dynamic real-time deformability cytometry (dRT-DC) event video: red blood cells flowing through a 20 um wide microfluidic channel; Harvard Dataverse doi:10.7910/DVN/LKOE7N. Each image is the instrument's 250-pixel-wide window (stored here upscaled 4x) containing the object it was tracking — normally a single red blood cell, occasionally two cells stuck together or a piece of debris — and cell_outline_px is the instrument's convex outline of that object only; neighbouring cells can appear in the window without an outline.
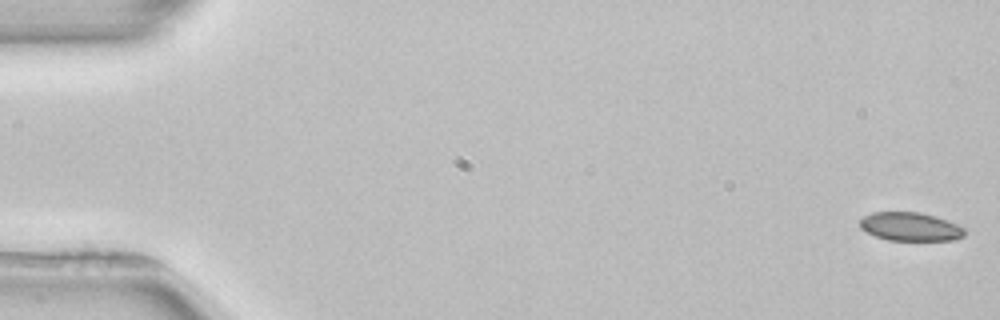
{"species": "common noctule bat (a hibernating species)", "species_latin": "Nyctalus noctula", "temperature_condition": "room temperature", "stored_images_in_passage": 53, "camera_frame_rate_fps": 3000, "um_per_image_px": 0.085, "animal": {"sex": "female", "body_mass_g": 22.7, "forearm_length_mm": 54.2}, "frame": {"image": 1, "passage_image": 1, "time_ms": 0.0, "image_size_px": [1000, 320], "cell_outline_px": [[964, 236], [952, 240], [888, 240], [876, 236], [860, 228], [860, 220], [864, 216], [872, 212], [920, 212], [936, 216], [956, 224], [964, 228]], "centroid_in_image_um": [77.37, 19.26], "position_along_channel_um": 7.6, "area_um2": 17.28}}
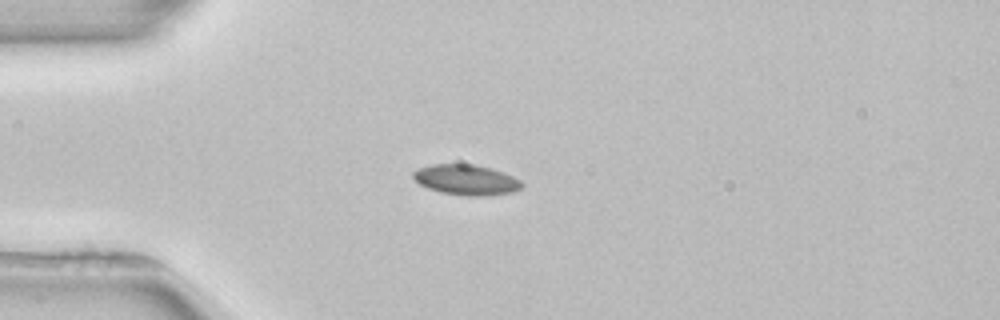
{"frame": {"image": 2, "passage_image": 14, "time_ms": 4.333, "image_size_px": [1000, 320], "cell_outline_px": [[524, 184], [520, 188], [512, 192], [484, 196], [468, 196], [440, 192], [428, 188], [420, 184], [412, 176], [412, 172], [420, 168], [432, 164], [468, 164], [492, 168], [504, 172], [520, 180]], "centroid_in_image_um": [39.63, 15.28], "position_along_channel_um": 45.4, "area_um2": 19.13}}
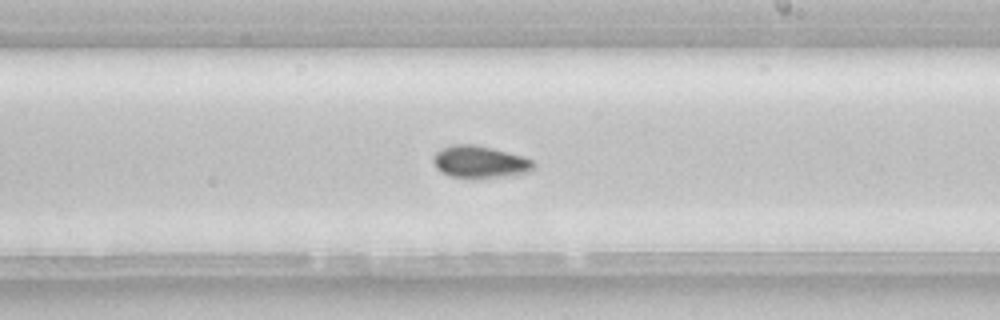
{"frame": {"image": 3, "passage_image": 31, "time_ms": 10.0, "image_size_px": [1000, 320], "cell_outline_px": [[536, 168], [528, 172], [504, 176], [452, 176], [436, 168], [432, 160], [432, 156], [436, 152], [452, 144], [472, 144], [492, 148], [524, 156], [532, 160], [536, 164]], "centroid_in_image_um": [40.82, 13.72], "position_along_channel_um": 248.2, "area_um2": 18.32}, "authors_computed_cell_mechanics": {"area_um2": 18.3226, "velocity_mm_per_s": 3.9152, "shape_relaxation_time_tau1_ms": 7.3568, "shape_relaxation_time_tau2_ms": null, "deformation_change_tau1": 0.103, "deformation_change_tau2": null}}